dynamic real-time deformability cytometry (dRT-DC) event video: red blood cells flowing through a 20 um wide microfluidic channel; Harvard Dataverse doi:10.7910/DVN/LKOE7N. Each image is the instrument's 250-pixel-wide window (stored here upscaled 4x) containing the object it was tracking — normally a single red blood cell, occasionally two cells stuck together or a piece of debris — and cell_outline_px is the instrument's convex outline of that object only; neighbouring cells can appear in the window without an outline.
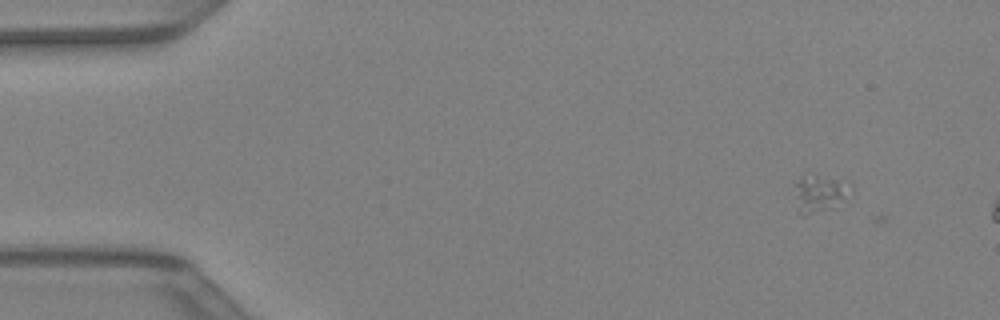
{"species": "Egyptian fruit bat (a non-hibernating species)", "species_latin": "Rousettus aegyptiacus", "temperature_condition": "warm", "stored_images_in_passage": 5, "camera_frame_rate_fps": 3000, "um_per_image_px": 0.085, "animal": {"sex": "female"}, "frame": {"image": 1, "passage_image": 2, "time_ms": 0.333, "image_size_px": [1000, 320], "cell_outline_px": [[852, 184], [836, 208], [804, 216], [800, 216], [796, 212], [792, 184], [804, 168], [852, 180]], "centroid_in_image_um": [69.56, 16.3], "position_along_channel_um": 15.4, "area_um2": 14.22}}